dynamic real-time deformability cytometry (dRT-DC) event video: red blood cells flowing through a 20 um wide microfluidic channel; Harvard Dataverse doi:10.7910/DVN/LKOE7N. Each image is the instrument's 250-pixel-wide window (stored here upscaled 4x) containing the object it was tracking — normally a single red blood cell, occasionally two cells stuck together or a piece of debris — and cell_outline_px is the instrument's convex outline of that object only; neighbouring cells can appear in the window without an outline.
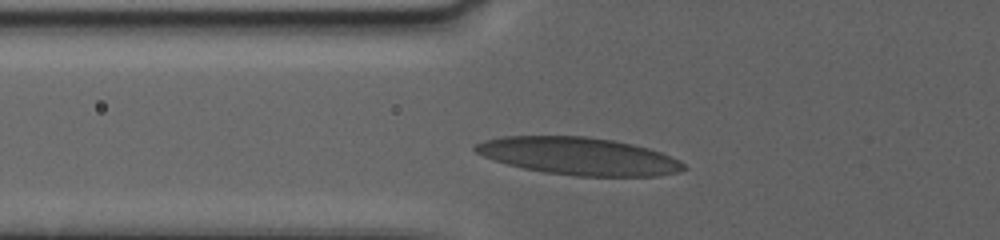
{"species": "human", "species_latin": "Homo sapiens", "temperature_condition": "warm", "stored_images_in_passage": 56, "camera_frame_rate_fps": 3000, "um_per_image_px": 0.085, "donor": {"sex": "female"}, "frame": {"image": 1, "passage_image": 2, "time_ms": 0.333, "image_size_px": [1000, 240], "cell_outline_px": [[688, 168], [680, 172], [656, 176], [576, 176], [544, 172], [524, 168], [492, 160], [476, 152], [472, 148], [476, 144], [484, 140], [500, 136], [584, 136], [612, 140], [632, 144], [648, 148], [660, 152], [680, 160]], "centroid_in_image_um": [49.19, 13.27], "position_along_channel_um": 76.6, "area_um2": 45.55}}
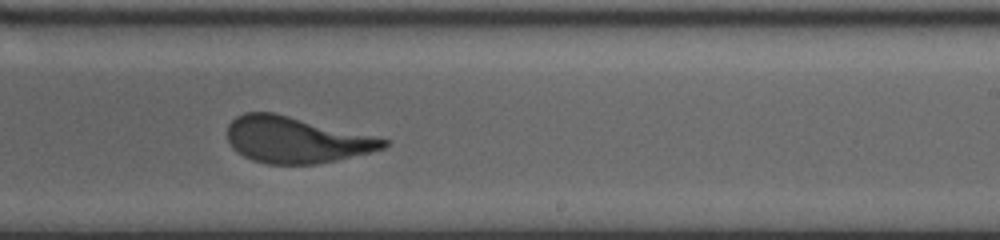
{"frame": {"image": 2, "passage_image": 34, "time_ms": 6.333, "image_size_px": [1000, 240], "cell_outline_px": [[388, 144], [384, 148], [336, 160], [316, 164], [268, 164], [252, 160], [236, 152], [232, 148], [228, 140], [228, 124], [236, 116], [244, 112], [272, 112], [372, 136], [388, 140]], "centroid_in_image_um": [25.08, 11.89], "position_along_channel_um": 263.9, "area_um2": 41.44}}
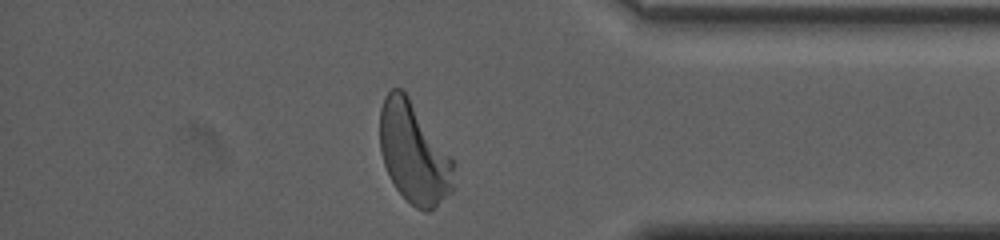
{"frame": {"image": 3, "passage_image": 55, "time_ms": 11.0, "image_size_px": [1000, 240], "cell_outline_px": [[452, 192], [428, 212], [424, 212], [416, 208], [396, 188], [384, 164], [380, 152], [380, 108], [384, 96], [392, 88], [400, 88], [408, 96], [452, 156]], "centroid_in_image_um": [35.16, 12.99], "position_along_channel_um": 400.0, "area_um2": 43.0}, "authors_computed_cell_mechanics": {"area_um2": 42.9165, "velocity_mm_per_s": 3.1777, "shape_relaxation_time_tau1_ms": 5.7718, "shape_relaxation_time_tau2_ms": null, "deformation_change_tau1": 0.2188, "deformation_change_tau2": null}}